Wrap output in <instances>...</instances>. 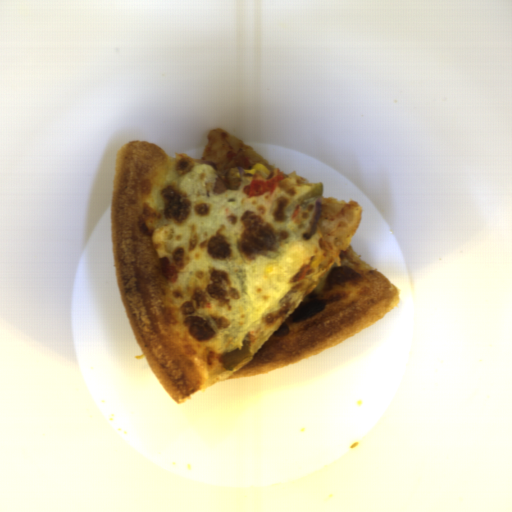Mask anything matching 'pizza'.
<instances>
[{
	"label": "pizza",
	"instance_id": "1",
	"mask_svg": "<svg viewBox=\"0 0 512 512\" xmlns=\"http://www.w3.org/2000/svg\"><path fill=\"white\" fill-rule=\"evenodd\" d=\"M201 159L178 174L157 144L130 140L114 158L112 259L141 351L178 404L226 380L255 377L340 344L396 309L400 290L352 249L362 207L320 197L286 208L317 184L296 171L274 192L247 196L244 170L273 165L230 132L212 128ZM231 172L240 191L213 196ZM274 265L265 277L267 265ZM232 372L219 363L241 348Z\"/></svg>",
	"mask_w": 512,
	"mask_h": 512
}]
</instances>
